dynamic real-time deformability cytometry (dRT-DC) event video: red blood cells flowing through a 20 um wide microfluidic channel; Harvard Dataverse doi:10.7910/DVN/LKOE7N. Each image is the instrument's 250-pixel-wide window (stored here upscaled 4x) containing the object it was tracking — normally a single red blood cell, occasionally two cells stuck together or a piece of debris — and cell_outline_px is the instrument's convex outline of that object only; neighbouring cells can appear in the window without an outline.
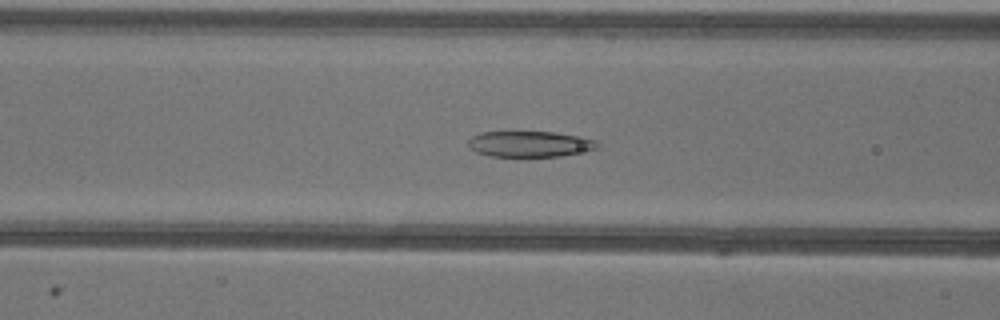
{"species": "common noctule bat (a hibernating species)", "species_latin": "Nyctalus noctula", "temperature_condition": "warm", "stored_images_in_passage": 50, "camera_frame_rate_fps": 3000, "um_per_image_px": 0.085, "animal": {"sex": "female"}, "frame": {"image": 1, "passage_image": 19, "time_ms": 6.0, "image_size_px": [1000, 320], "cell_outline_px": [[600, 144], [596, 148], [560, 156], [516, 160], [492, 156], [476, 152], [468, 148], [468, 140], [472, 136], [480, 132], [556, 132], [580, 136], [596, 140]], "centroid_in_image_um": [44.97, 12.28], "position_along_channel_um": 121.6, "area_um2": 20.35}}
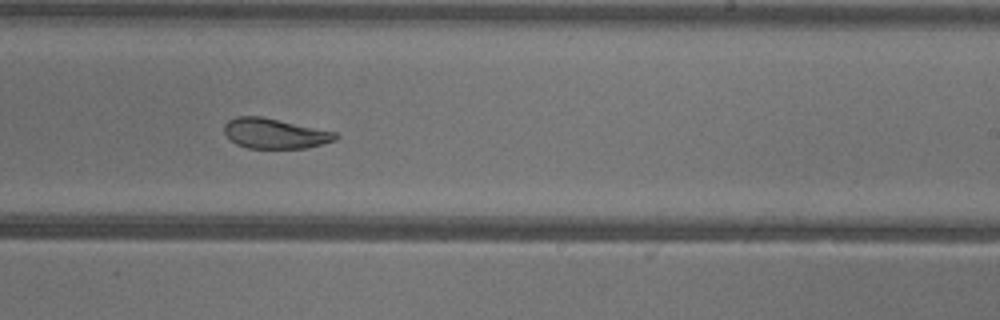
{"frame": {"image": 2, "passage_image": 30, "time_ms": 9.667, "image_size_px": [1000, 320], "cell_outline_px": [[340, 136], [336, 140], [324, 144], [304, 148], [248, 148], [236, 144], [224, 132], [224, 124], [228, 120], [236, 116], [260, 116], [336, 132]], "centroid_in_image_um": [23.37, 11.35], "position_along_channel_um": 265.6, "area_um2": 19.48}}
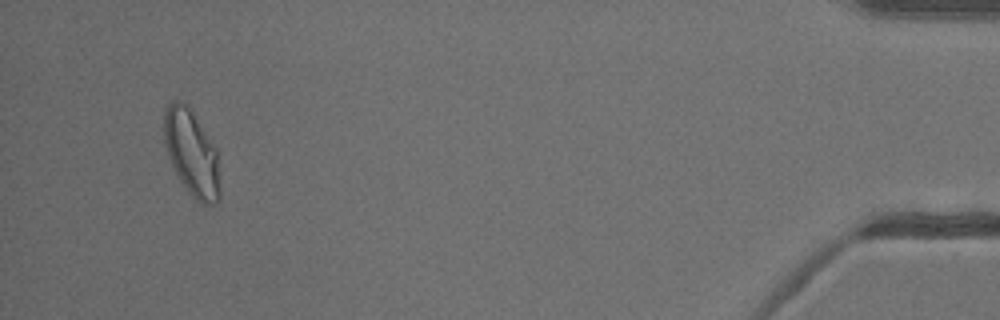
{"frame": {"image": 3, "passage_image": 48, "time_ms": 15.667, "image_size_px": [1000, 320], "cell_outline_px": [[220, 200], [216, 204], [200, 204], [188, 192], [176, 176], [172, 168], [164, 144], [164, 112], [168, 104], [172, 100], [180, 100], [192, 112], [216, 148], [220, 188]], "centroid_in_image_um": [16.27, 13.06], "position_along_channel_um": 418.9, "area_um2": 28.09}, "authors_computed_cell_mechanics": {"area_um2": 23.3801, "velocity_mm_per_s": 3.9356, "shape_relaxation_time_tau1_ms": null, "shape_relaxation_time_tau2_ms": 2.4206, "deformation_change_tau1": null, "deformation_change_tau2": 0.0744}}